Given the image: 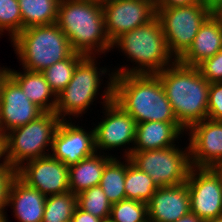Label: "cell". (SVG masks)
I'll use <instances>...</instances> for the list:
<instances>
[{
    "label": "cell",
    "mask_w": 222,
    "mask_h": 222,
    "mask_svg": "<svg viewBox=\"0 0 222 222\" xmlns=\"http://www.w3.org/2000/svg\"><path fill=\"white\" fill-rule=\"evenodd\" d=\"M56 24L67 36L74 52L96 56L112 49L106 33L102 2L60 0Z\"/></svg>",
    "instance_id": "cell-1"
},
{
    "label": "cell",
    "mask_w": 222,
    "mask_h": 222,
    "mask_svg": "<svg viewBox=\"0 0 222 222\" xmlns=\"http://www.w3.org/2000/svg\"><path fill=\"white\" fill-rule=\"evenodd\" d=\"M178 123L187 130L207 118L210 83L198 67L178 60L156 74Z\"/></svg>",
    "instance_id": "cell-2"
},
{
    "label": "cell",
    "mask_w": 222,
    "mask_h": 222,
    "mask_svg": "<svg viewBox=\"0 0 222 222\" xmlns=\"http://www.w3.org/2000/svg\"><path fill=\"white\" fill-rule=\"evenodd\" d=\"M113 100L137 123L178 122L156 74L114 75Z\"/></svg>",
    "instance_id": "cell-3"
},
{
    "label": "cell",
    "mask_w": 222,
    "mask_h": 222,
    "mask_svg": "<svg viewBox=\"0 0 222 222\" xmlns=\"http://www.w3.org/2000/svg\"><path fill=\"white\" fill-rule=\"evenodd\" d=\"M119 48L124 55L135 62V67L118 68L113 75L157 74L177 61L170 52L166 37L157 17L118 37L112 49Z\"/></svg>",
    "instance_id": "cell-4"
},
{
    "label": "cell",
    "mask_w": 222,
    "mask_h": 222,
    "mask_svg": "<svg viewBox=\"0 0 222 222\" xmlns=\"http://www.w3.org/2000/svg\"><path fill=\"white\" fill-rule=\"evenodd\" d=\"M11 43L23 69L33 72H42L74 52L56 23L25 28Z\"/></svg>",
    "instance_id": "cell-5"
},
{
    "label": "cell",
    "mask_w": 222,
    "mask_h": 222,
    "mask_svg": "<svg viewBox=\"0 0 222 222\" xmlns=\"http://www.w3.org/2000/svg\"><path fill=\"white\" fill-rule=\"evenodd\" d=\"M60 121L54 112H44L26 125L10 130L4 135V160L17 170L25 161L50 155L45 151L52 149Z\"/></svg>",
    "instance_id": "cell-6"
},
{
    "label": "cell",
    "mask_w": 222,
    "mask_h": 222,
    "mask_svg": "<svg viewBox=\"0 0 222 222\" xmlns=\"http://www.w3.org/2000/svg\"><path fill=\"white\" fill-rule=\"evenodd\" d=\"M96 56H85L76 66L72 79L68 85L57 95L55 114L61 120H67L66 116H82L86 109L98 98L99 87L106 74L107 67L99 68L95 61ZM99 70V71H98ZM101 81V82H100ZM97 95V96H96ZM65 117V118H64Z\"/></svg>",
    "instance_id": "cell-7"
},
{
    "label": "cell",
    "mask_w": 222,
    "mask_h": 222,
    "mask_svg": "<svg viewBox=\"0 0 222 222\" xmlns=\"http://www.w3.org/2000/svg\"><path fill=\"white\" fill-rule=\"evenodd\" d=\"M147 151H132L128 157L133 165L148 174L157 188L177 186L187 181L190 169L189 145Z\"/></svg>",
    "instance_id": "cell-8"
},
{
    "label": "cell",
    "mask_w": 222,
    "mask_h": 222,
    "mask_svg": "<svg viewBox=\"0 0 222 222\" xmlns=\"http://www.w3.org/2000/svg\"><path fill=\"white\" fill-rule=\"evenodd\" d=\"M211 14L201 1L194 5L156 10L169 50L177 60L192 45L201 25Z\"/></svg>",
    "instance_id": "cell-9"
},
{
    "label": "cell",
    "mask_w": 222,
    "mask_h": 222,
    "mask_svg": "<svg viewBox=\"0 0 222 222\" xmlns=\"http://www.w3.org/2000/svg\"><path fill=\"white\" fill-rule=\"evenodd\" d=\"M107 87L103 91V110H105L102 121L94 127V139L96 152L113 150L135 143L137 122L113 100V78L108 74Z\"/></svg>",
    "instance_id": "cell-10"
},
{
    "label": "cell",
    "mask_w": 222,
    "mask_h": 222,
    "mask_svg": "<svg viewBox=\"0 0 222 222\" xmlns=\"http://www.w3.org/2000/svg\"><path fill=\"white\" fill-rule=\"evenodd\" d=\"M186 184L192 213L204 221L222 216V184L211 167H191Z\"/></svg>",
    "instance_id": "cell-11"
},
{
    "label": "cell",
    "mask_w": 222,
    "mask_h": 222,
    "mask_svg": "<svg viewBox=\"0 0 222 222\" xmlns=\"http://www.w3.org/2000/svg\"><path fill=\"white\" fill-rule=\"evenodd\" d=\"M102 7L111 43L156 17V9L151 3L138 0H103Z\"/></svg>",
    "instance_id": "cell-12"
},
{
    "label": "cell",
    "mask_w": 222,
    "mask_h": 222,
    "mask_svg": "<svg viewBox=\"0 0 222 222\" xmlns=\"http://www.w3.org/2000/svg\"><path fill=\"white\" fill-rule=\"evenodd\" d=\"M17 176L43 195L63 194L69 189V168L51 155L25 162Z\"/></svg>",
    "instance_id": "cell-13"
},
{
    "label": "cell",
    "mask_w": 222,
    "mask_h": 222,
    "mask_svg": "<svg viewBox=\"0 0 222 222\" xmlns=\"http://www.w3.org/2000/svg\"><path fill=\"white\" fill-rule=\"evenodd\" d=\"M43 113L7 74L0 86V133L4 136L10 130L37 119Z\"/></svg>",
    "instance_id": "cell-14"
},
{
    "label": "cell",
    "mask_w": 222,
    "mask_h": 222,
    "mask_svg": "<svg viewBox=\"0 0 222 222\" xmlns=\"http://www.w3.org/2000/svg\"><path fill=\"white\" fill-rule=\"evenodd\" d=\"M72 120H61L53 136L50 154L66 166L77 164L96 152L94 129L87 132Z\"/></svg>",
    "instance_id": "cell-15"
},
{
    "label": "cell",
    "mask_w": 222,
    "mask_h": 222,
    "mask_svg": "<svg viewBox=\"0 0 222 222\" xmlns=\"http://www.w3.org/2000/svg\"><path fill=\"white\" fill-rule=\"evenodd\" d=\"M192 167L222 163V120L204 119L188 129Z\"/></svg>",
    "instance_id": "cell-16"
},
{
    "label": "cell",
    "mask_w": 222,
    "mask_h": 222,
    "mask_svg": "<svg viewBox=\"0 0 222 222\" xmlns=\"http://www.w3.org/2000/svg\"><path fill=\"white\" fill-rule=\"evenodd\" d=\"M149 222H175L191 211L190 195L185 183L158 188L147 203Z\"/></svg>",
    "instance_id": "cell-17"
},
{
    "label": "cell",
    "mask_w": 222,
    "mask_h": 222,
    "mask_svg": "<svg viewBox=\"0 0 222 222\" xmlns=\"http://www.w3.org/2000/svg\"><path fill=\"white\" fill-rule=\"evenodd\" d=\"M178 122L148 121L137 123L134 146L126 148L124 157L132 151H147L175 146V141L185 133Z\"/></svg>",
    "instance_id": "cell-18"
},
{
    "label": "cell",
    "mask_w": 222,
    "mask_h": 222,
    "mask_svg": "<svg viewBox=\"0 0 222 222\" xmlns=\"http://www.w3.org/2000/svg\"><path fill=\"white\" fill-rule=\"evenodd\" d=\"M222 49V21L212 13L201 25L192 45L178 59L187 66L197 67Z\"/></svg>",
    "instance_id": "cell-19"
},
{
    "label": "cell",
    "mask_w": 222,
    "mask_h": 222,
    "mask_svg": "<svg viewBox=\"0 0 222 222\" xmlns=\"http://www.w3.org/2000/svg\"><path fill=\"white\" fill-rule=\"evenodd\" d=\"M46 196L39 190L28 186L18 176L10 185L8 206H13V213L19 222H42Z\"/></svg>",
    "instance_id": "cell-20"
},
{
    "label": "cell",
    "mask_w": 222,
    "mask_h": 222,
    "mask_svg": "<svg viewBox=\"0 0 222 222\" xmlns=\"http://www.w3.org/2000/svg\"><path fill=\"white\" fill-rule=\"evenodd\" d=\"M23 70L24 72H17L8 68V74L19 84L29 100L44 112H55L57 96L45 80L44 75L41 72Z\"/></svg>",
    "instance_id": "cell-21"
},
{
    "label": "cell",
    "mask_w": 222,
    "mask_h": 222,
    "mask_svg": "<svg viewBox=\"0 0 222 222\" xmlns=\"http://www.w3.org/2000/svg\"><path fill=\"white\" fill-rule=\"evenodd\" d=\"M95 152L77 164L69 166V189L75 195L82 191L98 186L106 163L113 157L112 155Z\"/></svg>",
    "instance_id": "cell-22"
},
{
    "label": "cell",
    "mask_w": 222,
    "mask_h": 222,
    "mask_svg": "<svg viewBox=\"0 0 222 222\" xmlns=\"http://www.w3.org/2000/svg\"><path fill=\"white\" fill-rule=\"evenodd\" d=\"M25 28L56 23L60 0H18Z\"/></svg>",
    "instance_id": "cell-23"
},
{
    "label": "cell",
    "mask_w": 222,
    "mask_h": 222,
    "mask_svg": "<svg viewBox=\"0 0 222 222\" xmlns=\"http://www.w3.org/2000/svg\"><path fill=\"white\" fill-rule=\"evenodd\" d=\"M126 163L112 157L105 165L99 186L111 204L126 199L125 193Z\"/></svg>",
    "instance_id": "cell-24"
},
{
    "label": "cell",
    "mask_w": 222,
    "mask_h": 222,
    "mask_svg": "<svg viewBox=\"0 0 222 222\" xmlns=\"http://www.w3.org/2000/svg\"><path fill=\"white\" fill-rule=\"evenodd\" d=\"M126 161L125 193L126 199L138 200L148 203L158 189L152 178L133 165L128 157Z\"/></svg>",
    "instance_id": "cell-25"
},
{
    "label": "cell",
    "mask_w": 222,
    "mask_h": 222,
    "mask_svg": "<svg viewBox=\"0 0 222 222\" xmlns=\"http://www.w3.org/2000/svg\"><path fill=\"white\" fill-rule=\"evenodd\" d=\"M84 57L83 54L73 52L67 59L56 62L41 72L56 96L68 85L77 64Z\"/></svg>",
    "instance_id": "cell-26"
},
{
    "label": "cell",
    "mask_w": 222,
    "mask_h": 222,
    "mask_svg": "<svg viewBox=\"0 0 222 222\" xmlns=\"http://www.w3.org/2000/svg\"><path fill=\"white\" fill-rule=\"evenodd\" d=\"M76 207L77 195L71 191L46 196L42 222H71Z\"/></svg>",
    "instance_id": "cell-27"
},
{
    "label": "cell",
    "mask_w": 222,
    "mask_h": 222,
    "mask_svg": "<svg viewBox=\"0 0 222 222\" xmlns=\"http://www.w3.org/2000/svg\"><path fill=\"white\" fill-rule=\"evenodd\" d=\"M77 206L105 222L109 220L112 204L98 185L79 193L77 195Z\"/></svg>",
    "instance_id": "cell-28"
},
{
    "label": "cell",
    "mask_w": 222,
    "mask_h": 222,
    "mask_svg": "<svg viewBox=\"0 0 222 222\" xmlns=\"http://www.w3.org/2000/svg\"><path fill=\"white\" fill-rule=\"evenodd\" d=\"M109 222H147V203L124 199L112 204Z\"/></svg>",
    "instance_id": "cell-29"
},
{
    "label": "cell",
    "mask_w": 222,
    "mask_h": 222,
    "mask_svg": "<svg viewBox=\"0 0 222 222\" xmlns=\"http://www.w3.org/2000/svg\"><path fill=\"white\" fill-rule=\"evenodd\" d=\"M4 31H8L11 41L22 31L18 0H0V35Z\"/></svg>",
    "instance_id": "cell-30"
},
{
    "label": "cell",
    "mask_w": 222,
    "mask_h": 222,
    "mask_svg": "<svg viewBox=\"0 0 222 222\" xmlns=\"http://www.w3.org/2000/svg\"><path fill=\"white\" fill-rule=\"evenodd\" d=\"M197 67L209 83L222 82V49Z\"/></svg>",
    "instance_id": "cell-31"
},
{
    "label": "cell",
    "mask_w": 222,
    "mask_h": 222,
    "mask_svg": "<svg viewBox=\"0 0 222 222\" xmlns=\"http://www.w3.org/2000/svg\"><path fill=\"white\" fill-rule=\"evenodd\" d=\"M16 176L17 170L3 159L0 163V214L6 213L4 209L8 206L9 188Z\"/></svg>",
    "instance_id": "cell-32"
},
{
    "label": "cell",
    "mask_w": 222,
    "mask_h": 222,
    "mask_svg": "<svg viewBox=\"0 0 222 222\" xmlns=\"http://www.w3.org/2000/svg\"><path fill=\"white\" fill-rule=\"evenodd\" d=\"M207 118L222 120V82L210 83Z\"/></svg>",
    "instance_id": "cell-33"
},
{
    "label": "cell",
    "mask_w": 222,
    "mask_h": 222,
    "mask_svg": "<svg viewBox=\"0 0 222 222\" xmlns=\"http://www.w3.org/2000/svg\"><path fill=\"white\" fill-rule=\"evenodd\" d=\"M200 0H156L155 9L194 5Z\"/></svg>",
    "instance_id": "cell-34"
},
{
    "label": "cell",
    "mask_w": 222,
    "mask_h": 222,
    "mask_svg": "<svg viewBox=\"0 0 222 222\" xmlns=\"http://www.w3.org/2000/svg\"><path fill=\"white\" fill-rule=\"evenodd\" d=\"M71 222H104L102 219L93 216L91 213H87L76 207L74 214L72 215Z\"/></svg>",
    "instance_id": "cell-35"
},
{
    "label": "cell",
    "mask_w": 222,
    "mask_h": 222,
    "mask_svg": "<svg viewBox=\"0 0 222 222\" xmlns=\"http://www.w3.org/2000/svg\"><path fill=\"white\" fill-rule=\"evenodd\" d=\"M200 1L212 13H214L222 5V0H200Z\"/></svg>",
    "instance_id": "cell-36"
},
{
    "label": "cell",
    "mask_w": 222,
    "mask_h": 222,
    "mask_svg": "<svg viewBox=\"0 0 222 222\" xmlns=\"http://www.w3.org/2000/svg\"><path fill=\"white\" fill-rule=\"evenodd\" d=\"M175 222H205V221L190 211Z\"/></svg>",
    "instance_id": "cell-37"
},
{
    "label": "cell",
    "mask_w": 222,
    "mask_h": 222,
    "mask_svg": "<svg viewBox=\"0 0 222 222\" xmlns=\"http://www.w3.org/2000/svg\"><path fill=\"white\" fill-rule=\"evenodd\" d=\"M219 176L221 184H222V163H219L217 165H214L211 167Z\"/></svg>",
    "instance_id": "cell-38"
},
{
    "label": "cell",
    "mask_w": 222,
    "mask_h": 222,
    "mask_svg": "<svg viewBox=\"0 0 222 222\" xmlns=\"http://www.w3.org/2000/svg\"><path fill=\"white\" fill-rule=\"evenodd\" d=\"M1 159H4V136L0 133V160Z\"/></svg>",
    "instance_id": "cell-39"
},
{
    "label": "cell",
    "mask_w": 222,
    "mask_h": 222,
    "mask_svg": "<svg viewBox=\"0 0 222 222\" xmlns=\"http://www.w3.org/2000/svg\"><path fill=\"white\" fill-rule=\"evenodd\" d=\"M8 74V67H1L0 68V86H1V83L3 81V79L6 77V75Z\"/></svg>",
    "instance_id": "cell-40"
},
{
    "label": "cell",
    "mask_w": 222,
    "mask_h": 222,
    "mask_svg": "<svg viewBox=\"0 0 222 222\" xmlns=\"http://www.w3.org/2000/svg\"><path fill=\"white\" fill-rule=\"evenodd\" d=\"M214 14L222 21V5L214 12Z\"/></svg>",
    "instance_id": "cell-41"
},
{
    "label": "cell",
    "mask_w": 222,
    "mask_h": 222,
    "mask_svg": "<svg viewBox=\"0 0 222 222\" xmlns=\"http://www.w3.org/2000/svg\"><path fill=\"white\" fill-rule=\"evenodd\" d=\"M205 222H222V216L208 219Z\"/></svg>",
    "instance_id": "cell-42"
},
{
    "label": "cell",
    "mask_w": 222,
    "mask_h": 222,
    "mask_svg": "<svg viewBox=\"0 0 222 222\" xmlns=\"http://www.w3.org/2000/svg\"><path fill=\"white\" fill-rule=\"evenodd\" d=\"M6 213L0 214V222H8V220L6 219Z\"/></svg>",
    "instance_id": "cell-43"
},
{
    "label": "cell",
    "mask_w": 222,
    "mask_h": 222,
    "mask_svg": "<svg viewBox=\"0 0 222 222\" xmlns=\"http://www.w3.org/2000/svg\"><path fill=\"white\" fill-rule=\"evenodd\" d=\"M138 1H143V2H146V3H151L155 7V1L156 0H138Z\"/></svg>",
    "instance_id": "cell-44"
}]
</instances>
